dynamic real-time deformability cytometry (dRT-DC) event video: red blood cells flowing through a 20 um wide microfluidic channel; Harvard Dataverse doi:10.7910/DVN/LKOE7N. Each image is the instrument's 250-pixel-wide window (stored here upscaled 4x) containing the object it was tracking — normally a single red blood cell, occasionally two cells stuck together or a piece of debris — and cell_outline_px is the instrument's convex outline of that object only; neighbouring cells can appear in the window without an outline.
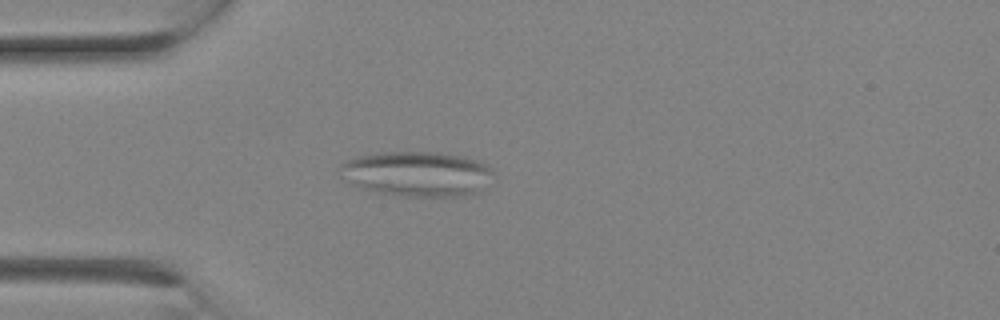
{"species": "Egyptian fruit bat (a non-hibernating species)", "species_latin": "Rousettus aegyptiacus", "temperature_condition": "room temperature", "stored_images_in_passage": 13, "camera_frame_rate_fps": 3000, "um_per_image_px": 0.085, "animal": {"sex": "female"}, "frame": {"image": 1, "passage_image": 3, "time_ms": 0.667, "image_size_px": [1000, 320], "cell_outline_px": [[492, 172], [480, 192], [472, 196], [404, 196], [376, 192], [360, 188], [344, 180], [340, 176], [336, 168], [344, 160], [356, 156], [376, 152], [440, 152], [464, 156], [480, 160], [488, 164], [492, 168]], "centroid_in_image_um": [35.39, 14.76], "position_along_channel_um": 49.6, "area_um2": 41.04}}
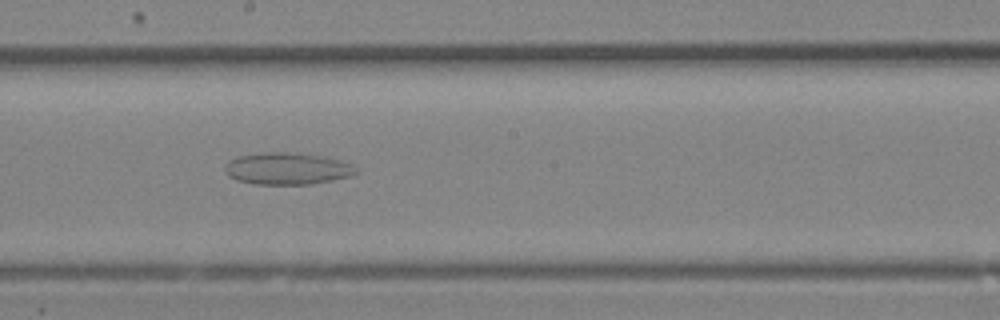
{"frame": {"image": 2, "passage_image": 10, "time_ms": 3.0, "image_size_px": [1000, 320], "cell_outline_px": [[360, 172], [352, 176], [312, 184], [256, 184], [236, 180], [228, 176], [224, 172], [224, 164], [228, 160], [236, 156], [260, 152], [288, 152], [328, 156], [352, 164]], "centroid_in_image_um": [24.4, 14.32], "position_along_channel_um": 223.8, "area_um2": 24.91}}
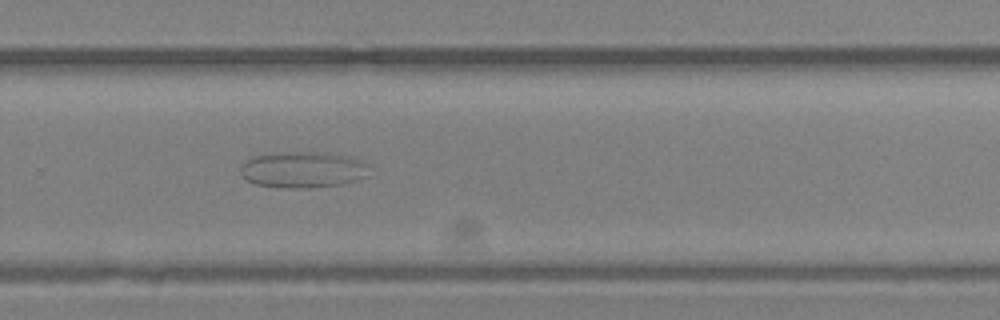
{"frame": {"image": 3, "passage_image": 13, "time_ms": 4.0, "image_size_px": [1000, 320], "cell_outline_px": [[372, 164], [368, 176], [344, 184], [312, 188], [284, 188], [256, 184], [248, 180], [240, 172], [240, 168], [244, 160], [252, 156], [296, 152], [332, 152], [364, 160]], "centroid_in_image_um": [25.85, 14.42], "position_along_channel_um": 303.9, "area_um2": 27.69}}